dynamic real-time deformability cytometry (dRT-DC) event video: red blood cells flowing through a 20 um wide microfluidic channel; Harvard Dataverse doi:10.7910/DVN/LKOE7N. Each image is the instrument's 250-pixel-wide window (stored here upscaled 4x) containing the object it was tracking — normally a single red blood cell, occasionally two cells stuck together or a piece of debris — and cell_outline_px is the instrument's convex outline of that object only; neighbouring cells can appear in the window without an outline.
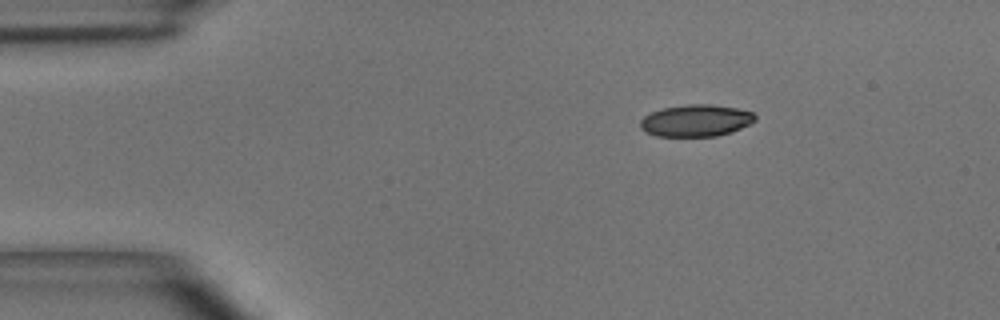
{"species": "common noctule bat (a hibernating species)", "species_latin": "Nyctalus noctula", "temperature_condition": "room temperature", "stored_images_in_passage": 43, "camera_frame_rate_fps": 3000, "um_per_image_px": 0.085, "animal": {"sex": "male", "body_mass_g": 15.6}, "frame": {"image": 1, "passage_image": 1, "time_ms": 0.0, "image_size_px": [1000, 320], "cell_outline_px": [[756, 120], [732, 132], [716, 136], [656, 136], [644, 132], [640, 128], [640, 120], [644, 116], [652, 112], [664, 108], [688, 104], [712, 104], [736, 108], [752, 112], [756, 116]], "centroid_in_image_um": [59.13, 10.25], "position_along_channel_um": 25.9, "area_um2": 21.33}}
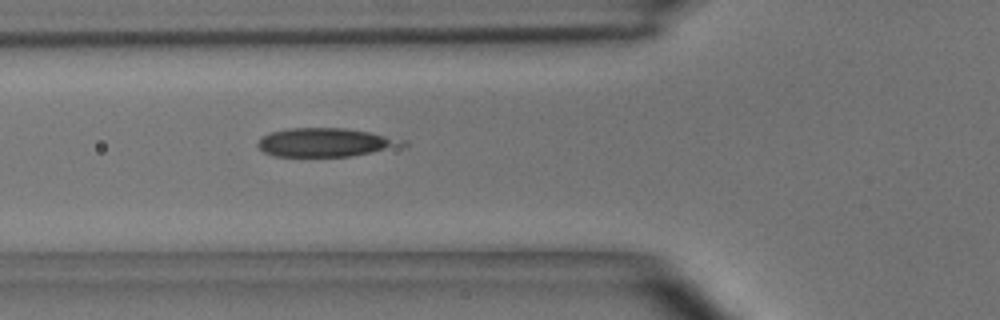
{"frame": {"image": 2, "passage_image": 11, "time_ms": 3.333, "image_size_px": [1000, 320], "cell_outline_px": [[408, 144], [404, 148], [352, 156], [272, 156], [264, 152], [256, 144], [264, 136], [272, 132], [288, 128], [344, 128], [368, 132], [408, 140]], "centroid_in_image_um": [27.79, 12.12], "position_along_channel_um": 98.0, "area_um2": 24.45}}
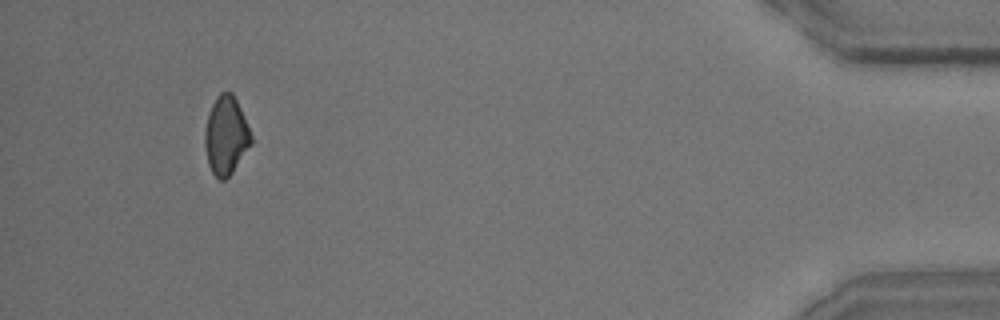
{"frame": {"image": 3, "passage_image": 40, "time_ms": 13.0, "image_size_px": [1000, 320], "cell_outline_px": [[256, 140], [232, 172], [224, 180], [220, 180], [212, 172], [208, 164], [204, 144], [204, 128], [208, 112], [216, 96], [220, 92], [232, 92]], "centroid_in_image_um": [19.23, 11.51], "position_along_channel_um": 416.0, "area_um2": 21.62}, "authors_computed_cell_mechanics": {"area_um2": 22.3108, "velocity_mm_per_s": 3.9845, "shape_relaxation_time_tau1_ms": 5.2997, "shape_relaxation_time_tau2_ms": null, "deformation_change_tau1": 0.2444, "deformation_change_tau2": null}}